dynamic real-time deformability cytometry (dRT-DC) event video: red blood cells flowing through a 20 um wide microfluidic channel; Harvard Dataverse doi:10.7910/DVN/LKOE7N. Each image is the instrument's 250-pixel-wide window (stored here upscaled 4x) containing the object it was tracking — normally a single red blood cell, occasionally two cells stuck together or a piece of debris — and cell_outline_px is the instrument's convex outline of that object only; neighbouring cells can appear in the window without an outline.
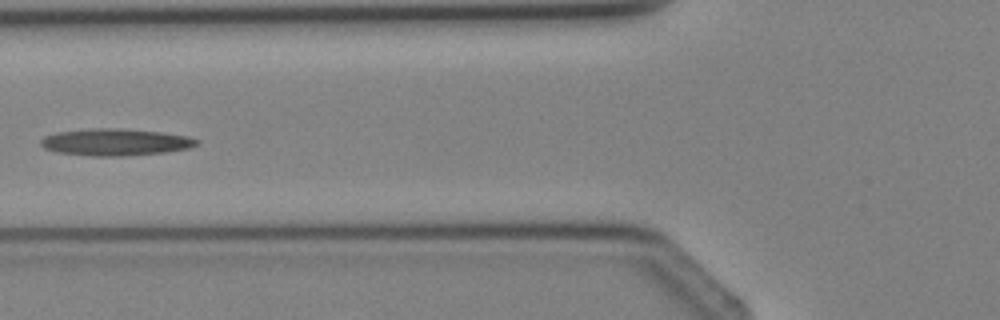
{"species": "Egyptian fruit bat (a non-hibernating species)", "species_latin": "Rousettus aegyptiacus", "temperature_condition": "cold", "stored_images_in_passage": 5, "camera_frame_rate_fps": 3000, "um_per_image_px": 0.085, "animal": {"sex": "female"}, "frame": {"image": 1, "passage_image": 5, "time_ms": 5.667, "image_size_px": [1000, 320], "cell_outline_px": [[200, 144], [188, 148], [164, 152], [120, 156], [92, 156], [56, 152], [44, 148], [40, 144], [40, 140], [44, 136], [56, 132], [92, 128], [120, 128], [160, 132], [188, 136], [200, 140]], "centroid_in_image_um": [9.79, 12.07], "position_along_channel_um": 116.0, "area_um2": 24.51}}